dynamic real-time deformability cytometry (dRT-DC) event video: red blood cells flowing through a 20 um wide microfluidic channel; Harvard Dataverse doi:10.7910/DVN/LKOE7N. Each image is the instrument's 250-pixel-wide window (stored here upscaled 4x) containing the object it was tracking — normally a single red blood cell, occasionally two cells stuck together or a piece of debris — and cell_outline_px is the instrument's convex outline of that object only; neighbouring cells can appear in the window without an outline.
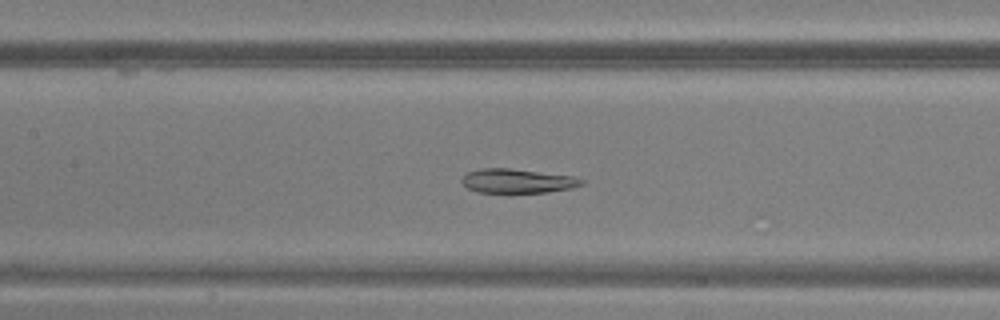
{"species": "common noctule bat (a hibernating species)", "species_latin": "Nyctalus noctula", "temperature_condition": "warm", "stored_images_in_passage": 48, "camera_frame_rate_fps": 3000, "um_per_image_px": 0.085, "animal": {"sex": "male", "body_mass_g": 20.5, "forearm_length_mm": 52.5}, "frame": {"image": 1, "passage_image": 23, "time_ms": 7.333, "image_size_px": [1000, 320], "cell_outline_px": [[584, 184], [572, 188], [548, 192], [508, 196], [476, 192], [468, 188], [460, 180], [468, 172], [480, 168], [512, 168], [572, 176], [584, 180]], "centroid_in_image_um": [43.95, 15.43], "position_along_channel_um": 163.4, "area_um2": 17.86}}
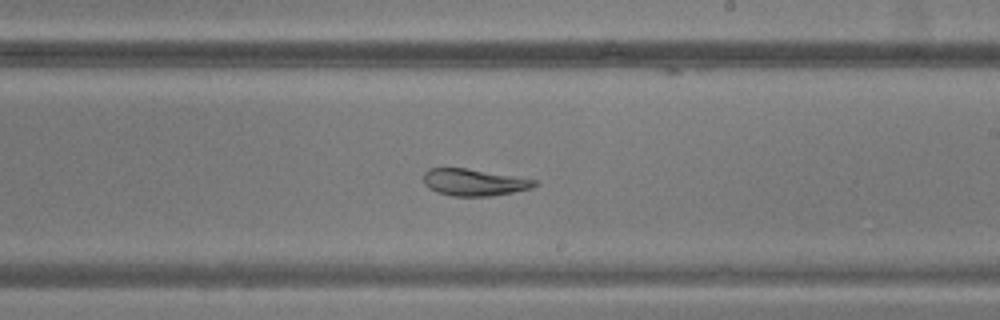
{"frame": {"image": 2, "passage_image": 29, "time_ms": 9.333, "image_size_px": [1000, 320], "cell_outline_px": [[536, 184], [532, 188], [492, 196], [452, 196], [436, 192], [428, 188], [424, 184], [424, 172], [428, 168], [464, 168], [516, 176], [536, 180]], "centroid_in_image_um": [40.25, 15.5], "position_along_channel_um": 248.7, "area_um2": 17.34}}
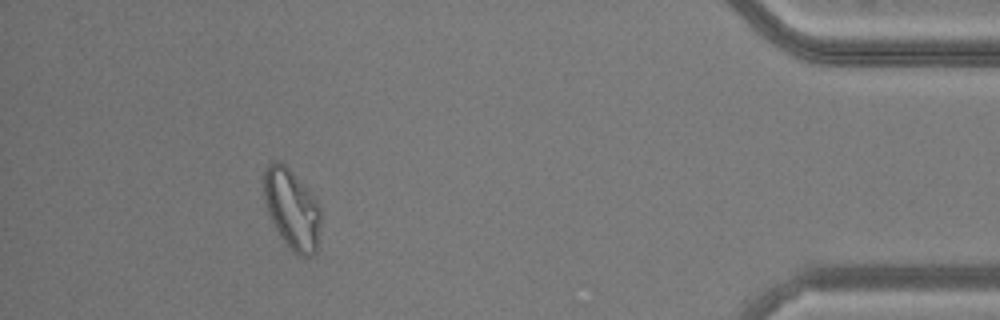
{"frame": {"image": 3, "passage_image": 44, "time_ms": 14.333, "image_size_px": [1000, 320], "cell_outline_px": [[320, 220], [316, 252], [312, 256], [296, 256], [284, 244], [268, 212], [264, 200], [264, 172], [268, 164], [272, 160], [280, 160], [304, 184], [320, 204]], "centroid_in_image_um": [24.81, 17.78], "position_along_channel_um": 410.4, "area_um2": 26.7}}